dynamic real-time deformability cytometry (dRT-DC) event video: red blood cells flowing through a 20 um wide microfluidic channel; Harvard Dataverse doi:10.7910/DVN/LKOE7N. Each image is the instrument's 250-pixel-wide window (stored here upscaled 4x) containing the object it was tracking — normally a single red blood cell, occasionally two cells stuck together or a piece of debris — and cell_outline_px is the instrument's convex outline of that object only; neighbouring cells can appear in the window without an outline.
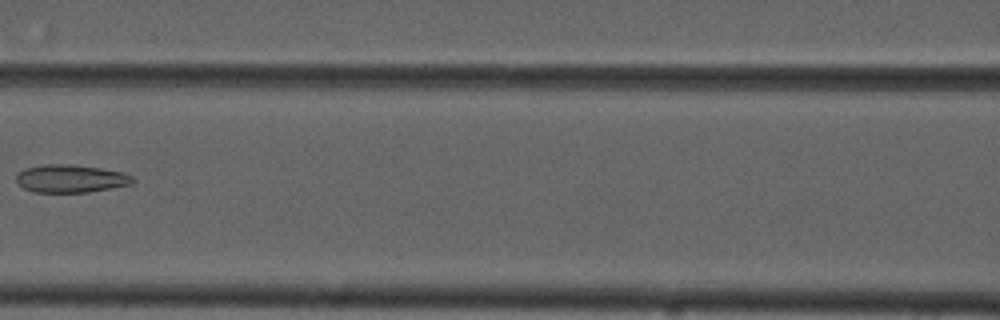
{"species": "common noctule bat (a hibernating species)", "species_latin": "Nyctalus noctula", "temperature_condition": "cold", "stored_images_in_passage": 5, "camera_frame_rate_fps": 3000, "um_per_image_px": 0.085, "animal": {"sex": "male", "forearm_length_mm": 52.5}, "frame": {"image": 1, "passage_image": 4, "time_ms": 3.667, "image_size_px": [1000, 320], "cell_outline_px": [[136, 180], [132, 184], [88, 192], [32, 192], [24, 188], [16, 180], [16, 176], [24, 168], [44, 164], [60, 164], [100, 168], [124, 172], [132, 176]], "centroid_in_image_um": [6.02, 15.18], "position_along_channel_um": 160.6, "area_um2": 18.79}}
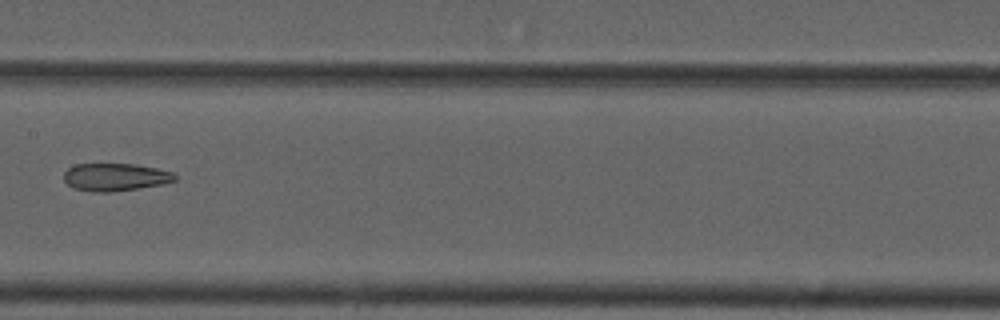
{"frame": {"image": 2, "passage_image": 5, "time_ms": 4.667, "image_size_px": [1000, 320], "cell_outline_px": [[180, 176], [176, 180], [160, 184], [112, 192], [92, 192], [72, 188], [64, 180], [64, 172], [68, 168], [76, 164], [136, 164], [156, 168], [172, 172]], "centroid_in_image_um": [9.79, 15.05], "position_along_channel_um": 197.6, "area_um2": 17.92}}